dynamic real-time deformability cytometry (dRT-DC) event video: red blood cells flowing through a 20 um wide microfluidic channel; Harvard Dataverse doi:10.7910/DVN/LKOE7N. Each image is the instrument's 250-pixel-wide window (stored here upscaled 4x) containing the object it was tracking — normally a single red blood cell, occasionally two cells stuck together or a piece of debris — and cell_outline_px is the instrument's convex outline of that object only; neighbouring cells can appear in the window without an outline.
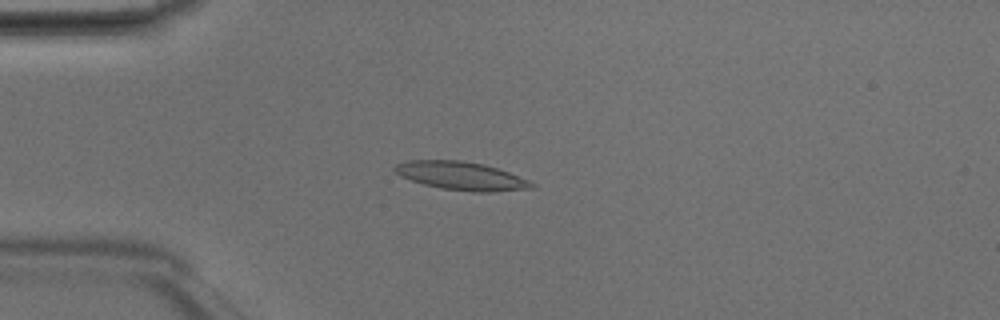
{"species": "Egyptian fruit bat (a non-hibernating species)", "species_latin": "Rousettus aegyptiacus", "temperature_condition": "room temperature", "stored_images_in_passage": 48, "camera_frame_rate_fps": 3000, "um_per_image_px": 0.085, "animal": {"sex": "male"}, "frame": {"image": 1, "passage_image": 12, "time_ms": 3.667, "image_size_px": [1000, 320], "cell_outline_px": [[536, 188], [492, 192], [472, 192], [440, 188], [424, 184], [400, 176], [392, 168], [396, 164], [408, 160], [460, 160], [484, 164], [508, 172], [528, 180], [536, 184]], "centroid_in_image_um": [39.22, 14.95], "position_along_channel_um": 45.8, "area_um2": 22.6}}
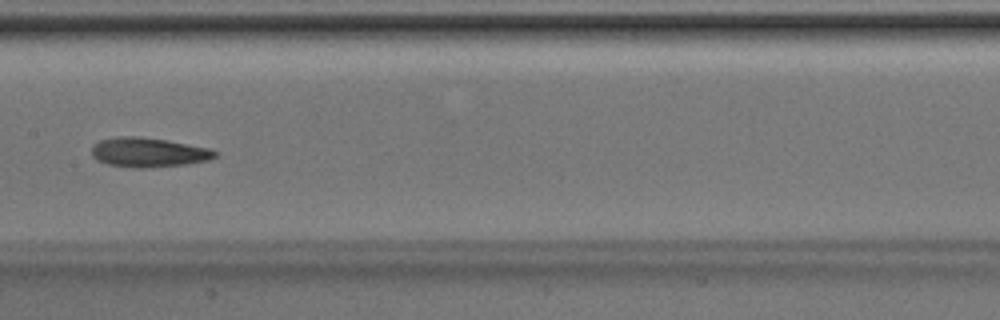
{"frame": {"image": 2, "passage_image": 24, "time_ms": 7.667, "image_size_px": [1000, 320], "cell_outline_px": [[220, 152], [216, 156], [208, 160], [188, 164], [140, 168], [132, 168], [108, 164], [96, 160], [92, 156], [92, 148], [100, 140], [116, 136], [140, 136], [212, 148]], "centroid_in_image_um": [12.64, 12.95], "position_along_channel_um": 194.8, "area_um2": 21.27}}
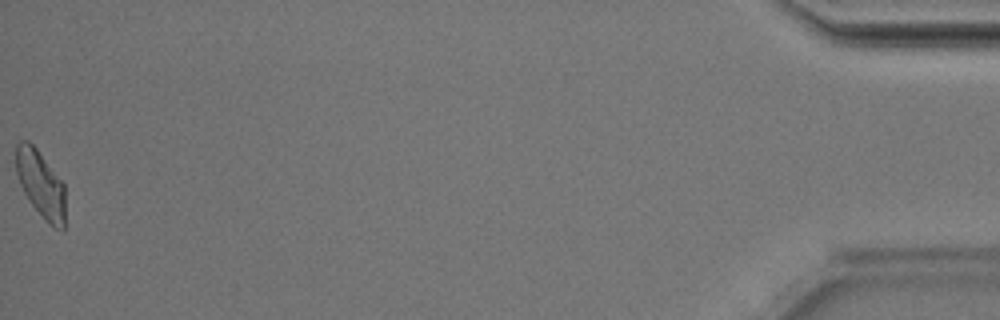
{"frame": {"image": 3, "passage_image": 48, "time_ms": 15.667, "image_size_px": [1000, 320], "cell_outline_px": [[64, 228], [56, 228], [48, 224], [32, 204], [24, 192], [20, 184], [16, 172], [16, 144], [20, 140], [28, 140], [36, 148], [64, 184]], "centroid_in_image_um": [3.44, 15.62], "position_along_channel_um": 431.8, "area_um2": 18.9}, "authors_computed_cell_mechanics": {"area_um2": 20.5479, "velocity_mm_per_s": 4.1994, "shape_relaxation_time_tau1_ms": 3.2847, "shape_relaxation_time_tau2_ms": 2.9555, "deformation_change_tau1": 0.1269, "deformation_change_tau2": 0.1135}}